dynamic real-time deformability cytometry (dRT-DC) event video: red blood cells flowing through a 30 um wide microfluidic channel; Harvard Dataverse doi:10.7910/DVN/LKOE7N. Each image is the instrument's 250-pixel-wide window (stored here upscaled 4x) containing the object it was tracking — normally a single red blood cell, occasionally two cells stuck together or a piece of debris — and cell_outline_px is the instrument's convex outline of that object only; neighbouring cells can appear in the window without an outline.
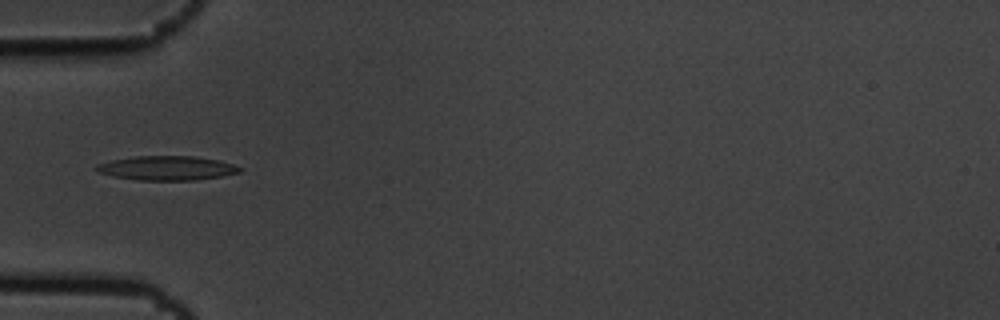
{"species": "common noctule bat (a hibernating species)", "species_latin": "Nyctalus noctula", "temperature_condition": "cold", "stored_images_in_passage": 8, "camera_frame_rate_fps": 3000, "um_per_image_px": 0.085, "animal": {"sex": "male", "body_mass_g": 19.5, "forearm_length_mm": 54.6}, "frame": {"image": 1, "passage_image": 3, "time_ms": 0.667, "image_size_px": [1000, 320], "cell_outline_px": [[244, 168], [240, 172], [220, 176], [196, 180], [140, 180], [112, 176], [100, 172], [96, 168], [96, 164], [112, 160], [136, 156], [196, 156], [220, 160]], "centroid_in_image_um": [14.22, 14.28], "position_along_channel_um": 70.8, "area_um2": 20.17}}
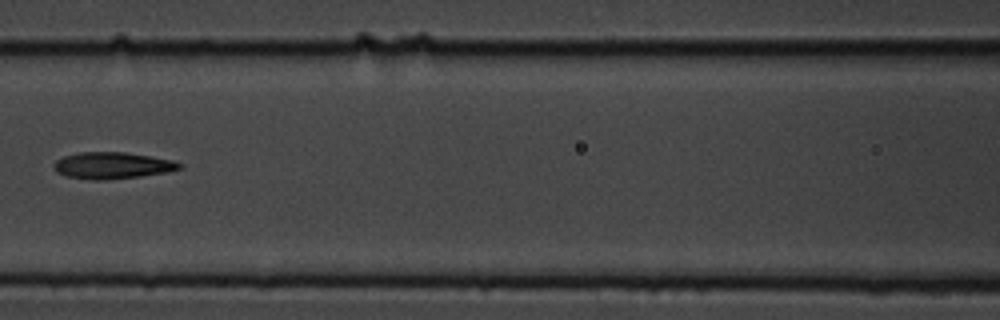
{"frame": {"image": 2, "passage_image": 5, "time_ms": 1.333, "image_size_px": [1000, 320], "cell_outline_px": [[184, 168], [168, 172], [140, 176], [104, 180], [96, 180], [68, 176], [56, 172], [52, 164], [56, 160], [64, 156], [80, 152], [124, 152], [152, 156], [172, 160], [180, 164]], "centroid_in_image_um": [9.55, 14.06], "position_along_channel_um": 157.0, "area_um2": 19.42}}
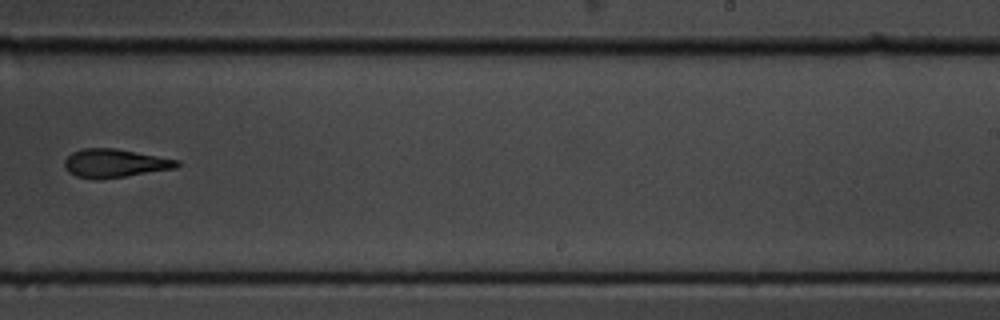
{"frame": {"image": 3, "passage_image": 8, "time_ms": 2.333, "image_size_px": [1000, 320], "cell_outline_px": [[180, 164], [176, 168], [100, 180], [92, 180], [76, 176], [68, 172], [64, 168], [64, 160], [72, 152], [80, 148], [116, 148], [180, 160]], "centroid_in_image_um": [9.72, 13.88], "position_along_channel_um": 279.3, "area_um2": 18.9}}